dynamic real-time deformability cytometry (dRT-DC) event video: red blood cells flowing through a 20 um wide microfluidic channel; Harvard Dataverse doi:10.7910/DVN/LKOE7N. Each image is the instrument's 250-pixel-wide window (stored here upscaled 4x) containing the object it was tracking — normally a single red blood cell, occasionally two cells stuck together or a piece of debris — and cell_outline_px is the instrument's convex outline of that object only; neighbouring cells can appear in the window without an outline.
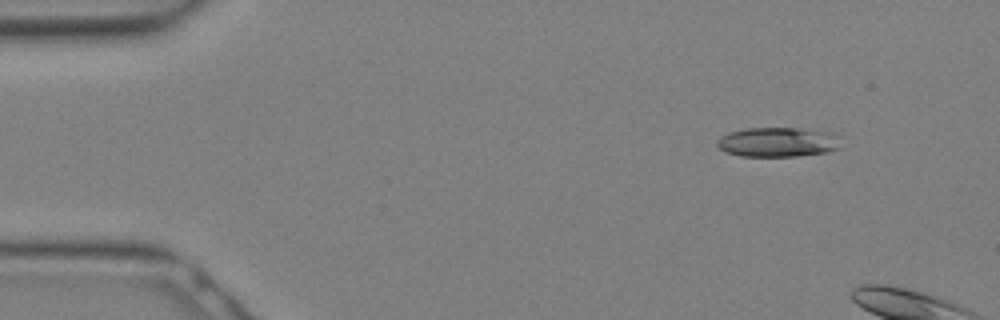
{"species": "Egyptian fruit bat (a non-hibernating species)", "species_latin": "Rousettus aegyptiacus", "temperature_condition": "warm", "stored_images_in_passage": 4, "camera_frame_rate_fps": 3000, "um_per_image_px": 0.085, "animal": {"sex": "female"}, "frame": {"image": 1, "passage_image": 1, "time_ms": 0.0, "image_size_px": [1000, 320], "cell_outline_px": [[840, 148], [828, 152], [796, 156], [740, 156], [724, 152], [716, 144], [716, 140], [720, 136], [728, 132], [744, 128], [796, 128], [828, 132], [836, 136]], "centroid_in_image_um": [66.03, 12.08], "position_along_channel_um": 19.0, "area_um2": 21.33}}